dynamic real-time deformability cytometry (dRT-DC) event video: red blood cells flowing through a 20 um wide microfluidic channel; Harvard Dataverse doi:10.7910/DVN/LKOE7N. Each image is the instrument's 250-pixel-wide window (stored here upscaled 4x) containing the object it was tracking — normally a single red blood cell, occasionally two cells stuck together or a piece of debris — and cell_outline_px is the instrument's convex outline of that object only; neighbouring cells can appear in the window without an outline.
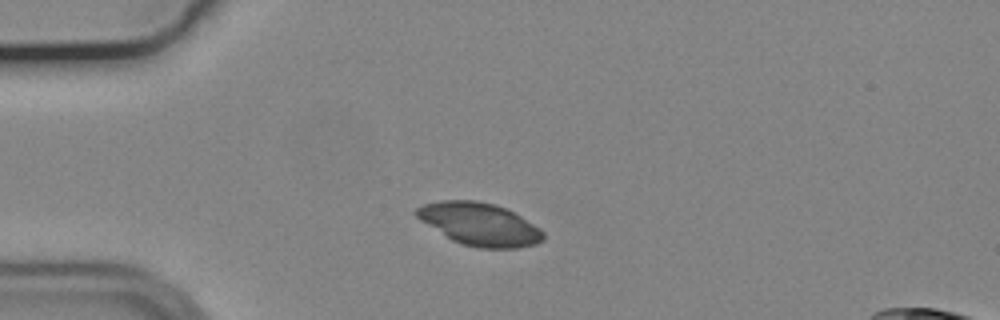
{"species": "common noctule bat (a hibernating species)", "species_latin": "Nyctalus noctula", "temperature_condition": "cold", "stored_images_in_passage": 42, "camera_frame_rate_fps": 3000, "um_per_image_px": 0.085, "animal": {"sex": "male", "body_mass_g": 19.2, "forearm_length_mm": 51.8}, "frame": {"image": 1, "passage_image": 1, "time_ms": 0.0, "image_size_px": [1000, 320], "cell_outline_px": [[544, 240], [536, 244], [516, 248], [476, 248], [460, 244], [452, 240], [420, 220], [412, 212], [416, 208], [424, 204], [440, 200], [476, 200], [496, 204], [520, 216], [540, 228], [544, 232]], "centroid_in_image_um": [40.75, 19.05], "position_along_channel_um": 44.3, "area_um2": 31.62}}